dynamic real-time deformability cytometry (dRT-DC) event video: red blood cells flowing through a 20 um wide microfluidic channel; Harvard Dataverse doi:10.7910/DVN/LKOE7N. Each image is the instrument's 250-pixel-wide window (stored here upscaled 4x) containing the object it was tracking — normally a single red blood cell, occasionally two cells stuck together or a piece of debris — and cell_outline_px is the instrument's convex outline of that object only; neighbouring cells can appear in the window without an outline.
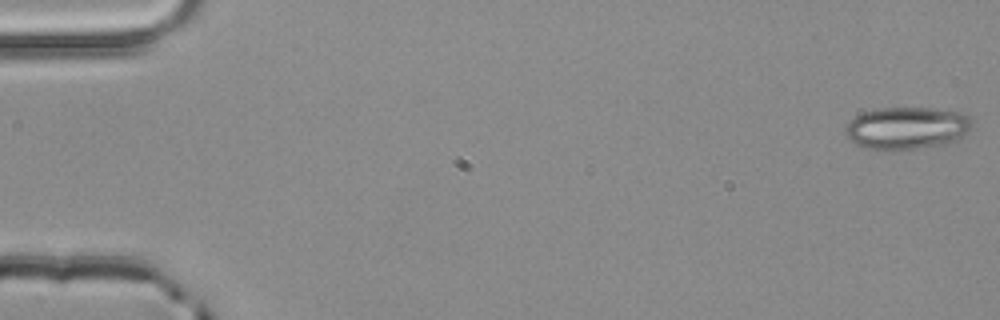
{"species": "common noctule bat (a hibernating species)", "species_latin": "Nyctalus noctula", "temperature_condition": "room temperature", "stored_images_in_passage": 3, "camera_frame_rate_fps": 3000, "um_per_image_px": 0.085, "animal": {"sex": "male", "body_mass_g": 20.4}, "frame": {"image": 1, "passage_image": 1, "time_ms": 0.0, "image_size_px": [1000, 320], "cell_outline_px": [[972, 124], [968, 132], [960, 140], [948, 144], [916, 148], [864, 148], [856, 144], [844, 132], [844, 128], [860, 112], [880, 108], [932, 108], [960, 112], [968, 116], [972, 120]], "centroid_in_image_um": [77.13, 10.86], "position_along_channel_um": 7.9, "area_um2": 31.04}}